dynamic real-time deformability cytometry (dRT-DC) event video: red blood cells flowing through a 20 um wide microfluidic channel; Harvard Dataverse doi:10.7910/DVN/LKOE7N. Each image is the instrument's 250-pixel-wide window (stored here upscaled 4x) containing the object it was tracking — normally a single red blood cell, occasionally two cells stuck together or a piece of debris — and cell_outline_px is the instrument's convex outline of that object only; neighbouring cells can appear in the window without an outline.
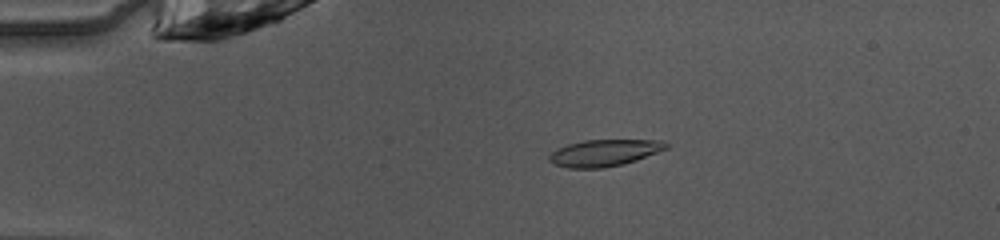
{"species": "common noctule bat (a hibernating species)", "species_latin": "Nyctalus noctula", "temperature_condition": "warm", "stored_images_in_passage": 48, "camera_frame_rate_fps": 3000, "um_per_image_px": 0.085, "animal": {"sex": "female", "body_mass_g": 10.0, "forearm_length_mm": 53.1}, "frame": {"image": 1, "passage_image": 9, "time_ms": 2.667, "image_size_px": [1000, 240], "cell_outline_px": [[668, 148], [636, 160], [624, 164], [604, 168], [568, 168], [556, 164], [548, 160], [548, 156], [552, 152], [568, 144], [584, 140], [664, 140], [668, 144]], "centroid_in_image_um": [51.39, 12.99], "position_along_channel_um": 33.6, "area_um2": 18.09}}
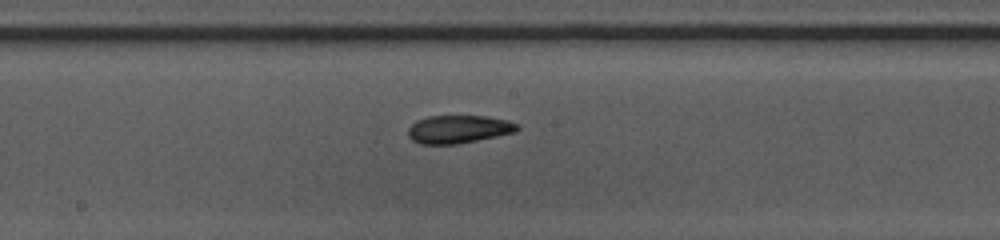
{"frame": {"image": 2, "passage_image": 25, "time_ms": 8.0, "image_size_px": [1000, 240], "cell_outline_px": [[520, 128], [516, 132], [456, 144], [420, 144], [412, 140], [408, 136], [408, 128], [416, 120], [428, 116], [488, 116], [508, 120], [520, 124]], "centroid_in_image_um": [38.99, 10.97], "position_along_channel_um": 209.2, "area_um2": 17.92}}
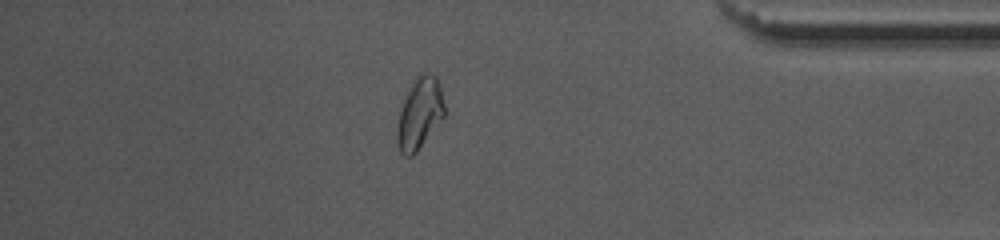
{"frame": {"image": 3, "passage_image": 41, "time_ms": 13.333, "image_size_px": [1000, 240], "cell_outline_px": [[444, 116], [416, 152], [412, 156], [404, 156], [400, 152], [396, 140], [396, 132], [400, 108], [416, 76], [420, 72], [428, 72], [436, 76], [440, 84], [444, 104]], "centroid_in_image_um": [35.66, 9.63], "position_along_channel_um": 399.5, "area_um2": 19.54}, "authors_computed_cell_mechanics": {"area_um2": 17.8602, "velocity_mm_per_s": 4.0756, "shape_relaxation_time_tau1_ms": 8.3502, "shape_relaxation_time_tau2_ms": 2.3732, "deformation_change_tau1": 0.2149, "deformation_change_tau2": 0.0789}}